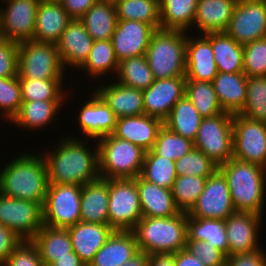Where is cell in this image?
<instances>
[{
  "mask_svg": "<svg viewBox=\"0 0 266 266\" xmlns=\"http://www.w3.org/2000/svg\"><path fill=\"white\" fill-rule=\"evenodd\" d=\"M72 137L68 135L62 138L56 150L42 154L49 184L83 186L100 178L97 142L96 147L91 148L88 143L84 144L87 138L85 141H80L78 137Z\"/></svg>",
  "mask_w": 266,
  "mask_h": 266,
  "instance_id": "6da1fadb",
  "label": "cell"
},
{
  "mask_svg": "<svg viewBox=\"0 0 266 266\" xmlns=\"http://www.w3.org/2000/svg\"><path fill=\"white\" fill-rule=\"evenodd\" d=\"M10 161L0 170V193L36 202L43 207L49 185L43 155L26 153Z\"/></svg>",
  "mask_w": 266,
  "mask_h": 266,
  "instance_id": "7a4b0ae2",
  "label": "cell"
},
{
  "mask_svg": "<svg viewBox=\"0 0 266 266\" xmlns=\"http://www.w3.org/2000/svg\"><path fill=\"white\" fill-rule=\"evenodd\" d=\"M218 169L227 179L235 211L263 216L266 168L232 157Z\"/></svg>",
  "mask_w": 266,
  "mask_h": 266,
  "instance_id": "3957f363",
  "label": "cell"
},
{
  "mask_svg": "<svg viewBox=\"0 0 266 266\" xmlns=\"http://www.w3.org/2000/svg\"><path fill=\"white\" fill-rule=\"evenodd\" d=\"M138 249L147 254H174L186 248L187 213L173 217H142L132 230Z\"/></svg>",
  "mask_w": 266,
  "mask_h": 266,
  "instance_id": "277c9868",
  "label": "cell"
},
{
  "mask_svg": "<svg viewBox=\"0 0 266 266\" xmlns=\"http://www.w3.org/2000/svg\"><path fill=\"white\" fill-rule=\"evenodd\" d=\"M187 33L180 30H156L145 57L154 79L185 77Z\"/></svg>",
  "mask_w": 266,
  "mask_h": 266,
  "instance_id": "5b68a950",
  "label": "cell"
},
{
  "mask_svg": "<svg viewBox=\"0 0 266 266\" xmlns=\"http://www.w3.org/2000/svg\"><path fill=\"white\" fill-rule=\"evenodd\" d=\"M99 174L103 179L137 178L142 171L146 151L113 134L99 138Z\"/></svg>",
  "mask_w": 266,
  "mask_h": 266,
  "instance_id": "8992f818",
  "label": "cell"
},
{
  "mask_svg": "<svg viewBox=\"0 0 266 266\" xmlns=\"http://www.w3.org/2000/svg\"><path fill=\"white\" fill-rule=\"evenodd\" d=\"M55 43L19 42L18 79H65Z\"/></svg>",
  "mask_w": 266,
  "mask_h": 266,
  "instance_id": "52a82bcc",
  "label": "cell"
},
{
  "mask_svg": "<svg viewBox=\"0 0 266 266\" xmlns=\"http://www.w3.org/2000/svg\"><path fill=\"white\" fill-rule=\"evenodd\" d=\"M193 142L218 167L229 161L233 157V114L203 118Z\"/></svg>",
  "mask_w": 266,
  "mask_h": 266,
  "instance_id": "ba28073f",
  "label": "cell"
},
{
  "mask_svg": "<svg viewBox=\"0 0 266 266\" xmlns=\"http://www.w3.org/2000/svg\"><path fill=\"white\" fill-rule=\"evenodd\" d=\"M109 226L132 231L143 217L136 178L109 179Z\"/></svg>",
  "mask_w": 266,
  "mask_h": 266,
  "instance_id": "9c48e42d",
  "label": "cell"
},
{
  "mask_svg": "<svg viewBox=\"0 0 266 266\" xmlns=\"http://www.w3.org/2000/svg\"><path fill=\"white\" fill-rule=\"evenodd\" d=\"M82 186L49 184L43 204V225L66 229L80 222Z\"/></svg>",
  "mask_w": 266,
  "mask_h": 266,
  "instance_id": "30bf717a",
  "label": "cell"
},
{
  "mask_svg": "<svg viewBox=\"0 0 266 266\" xmlns=\"http://www.w3.org/2000/svg\"><path fill=\"white\" fill-rule=\"evenodd\" d=\"M233 157L266 168V127L262 121L233 115Z\"/></svg>",
  "mask_w": 266,
  "mask_h": 266,
  "instance_id": "8fae6325",
  "label": "cell"
},
{
  "mask_svg": "<svg viewBox=\"0 0 266 266\" xmlns=\"http://www.w3.org/2000/svg\"><path fill=\"white\" fill-rule=\"evenodd\" d=\"M0 224L11 229L22 240H32L43 227L42 206L0 193Z\"/></svg>",
  "mask_w": 266,
  "mask_h": 266,
  "instance_id": "7c38bea8",
  "label": "cell"
},
{
  "mask_svg": "<svg viewBox=\"0 0 266 266\" xmlns=\"http://www.w3.org/2000/svg\"><path fill=\"white\" fill-rule=\"evenodd\" d=\"M225 33L242 45L266 37V0H238Z\"/></svg>",
  "mask_w": 266,
  "mask_h": 266,
  "instance_id": "4fadbf2b",
  "label": "cell"
},
{
  "mask_svg": "<svg viewBox=\"0 0 266 266\" xmlns=\"http://www.w3.org/2000/svg\"><path fill=\"white\" fill-rule=\"evenodd\" d=\"M234 212L227 179L217 169L206 179L203 192L187 215L195 218L226 220Z\"/></svg>",
  "mask_w": 266,
  "mask_h": 266,
  "instance_id": "5bb4252c",
  "label": "cell"
},
{
  "mask_svg": "<svg viewBox=\"0 0 266 266\" xmlns=\"http://www.w3.org/2000/svg\"><path fill=\"white\" fill-rule=\"evenodd\" d=\"M0 37L16 42L33 40L40 0H2ZM4 8V9H3Z\"/></svg>",
  "mask_w": 266,
  "mask_h": 266,
  "instance_id": "9a60e30c",
  "label": "cell"
},
{
  "mask_svg": "<svg viewBox=\"0 0 266 266\" xmlns=\"http://www.w3.org/2000/svg\"><path fill=\"white\" fill-rule=\"evenodd\" d=\"M186 77L154 79L143 91L144 114L164 122L173 106L185 96Z\"/></svg>",
  "mask_w": 266,
  "mask_h": 266,
  "instance_id": "2e32d148",
  "label": "cell"
},
{
  "mask_svg": "<svg viewBox=\"0 0 266 266\" xmlns=\"http://www.w3.org/2000/svg\"><path fill=\"white\" fill-rule=\"evenodd\" d=\"M262 216L251 212L235 211L225 220L228 255L259 250V228ZM258 234V235H257Z\"/></svg>",
  "mask_w": 266,
  "mask_h": 266,
  "instance_id": "e0dca14e",
  "label": "cell"
},
{
  "mask_svg": "<svg viewBox=\"0 0 266 266\" xmlns=\"http://www.w3.org/2000/svg\"><path fill=\"white\" fill-rule=\"evenodd\" d=\"M155 31L156 29L152 25L144 22L118 20L111 38L118 61L145 55Z\"/></svg>",
  "mask_w": 266,
  "mask_h": 266,
  "instance_id": "ac0fdd59",
  "label": "cell"
},
{
  "mask_svg": "<svg viewBox=\"0 0 266 266\" xmlns=\"http://www.w3.org/2000/svg\"><path fill=\"white\" fill-rule=\"evenodd\" d=\"M94 40L80 19H72L56 43L61 62L66 70L79 69L87 60Z\"/></svg>",
  "mask_w": 266,
  "mask_h": 266,
  "instance_id": "d6986e66",
  "label": "cell"
},
{
  "mask_svg": "<svg viewBox=\"0 0 266 266\" xmlns=\"http://www.w3.org/2000/svg\"><path fill=\"white\" fill-rule=\"evenodd\" d=\"M218 74L210 33L200 36H187L186 42V80L212 82Z\"/></svg>",
  "mask_w": 266,
  "mask_h": 266,
  "instance_id": "ffe728a7",
  "label": "cell"
},
{
  "mask_svg": "<svg viewBox=\"0 0 266 266\" xmlns=\"http://www.w3.org/2000/svg\"><path fill=\"white\" fill-rule=\"evenodd\" d=\"M83 105L77 117L82 134L94 141L111 135L115 130L117 117L103 99L94 91Z\"/></svg>",
  "mask_w": 266,
  "mask_h": 266,
  "instance_id": "44dd1931",
  "label": "cell"
},
{
  "mask_svg": "<svg viewBox=\"0 0 266 266\" xmlns=\"http://www.w3.org/2000/svg\"><path fill=\"white\" fill-rule=\"evenodd\" d=\"M69 232L73 251L88 266L95 254L114 232L109 225L80 221L66 228Z\"/></svg>",
  "mask_w": 266,
  "mask_h": 266,
  "instance_id": "7402d4cb",
  "label": "cell"
},
{
  "mask_svg": "<svg viewBox=\"0 0 266 266\" xmlns=\"http://www.w3.org/2000/svg\"><path fill=\"white\" fill-rule=\"evenodd\" d=\"M163 122L148 115H138L117 118V123L113 135L150 151L155 144L159 129Z\"/></svg>",
  "mask_w": 266,
  "mask_h": 266,
  "instance_id": "603a6c76",
  "label": "cell"
},
{
  "mask_svg": "<svg viewBox=\"0 0 266 266\" xmlns=\"http://www.w3.org/2000/svg\"><path fill=\"white\" fill-rule=\"evenodd\" d=\"M72 19L59 1L40 0L33 40L56 44Z\"/></svg>",
  "mask_w": 266,
  "mask_h": 266,
  "instance_id": "cb8c5ba5",
  "label": "cell"
},
{
  "mask_svg": "<svg viewBox=\"0 0 266 266\" xmlns=\"http://www.w3.org/2000/svg\"><path fill=\"white\" fill-rule=\"evenodd\" d=\"M94 91L103 99L117 118L144 114L143 91L116 81Z\"/></svg>",
  "mask_w": 266,
  "mask_h": 266,
  "instance_id": "d4e9b609",
  "label": "cell"
},
{
  "mask_svg": "<svg viewBox=\"0 0 266 266\" xmlns=\"http://www.w3.org/2000/svg\"><path fill=\"white\" fill-rule=\"evenodd\" d=\"M109 179L99 178L81 189L80 221L109 225Z\"/></svg>",
  "mask_w": 266,
  "mask_h": 266,
  "instance_id": "484cf974",
  "label": "cell"
},
{
  "mask_svg": "<svg viewBox=\"0 0 266 266\" xmlns=\"http://www.w3.org/2000/svg\"><path fill=\"white\" fill-rule=\"evenodd\" d=\"M143 217H173L180 213L175 204L172 190L144 180L140 175L136 178Z\"/></svg>",
  "mask_w": 266,
  "mask_h": 266,
  "instance_id": "4316f807",
  "label": "cell"
},
{
  "mask_svg": "<svg viewBox=\"0 0 266 266\" xmlns=\"http://www.w3.org/2000/svg\"><path fill=\"white\" fill-rule=\"evenodd\" d=\"M238 0H198L195 26L203 34L225 32Z\"/></svg>",
  "mask_w": 266,
  "mask_h": 266,
  "instance_id": "83f0119b",
  "label": "cell"
},
{
  "mask_svg": "<svg viewBox=\"0 0 266 266\" xmlns=\"http://www.w3.org/2000/svg\"><path fill=\"white\" fill-rule=\"evenodd\" d=\"M138 251L133 231H114L88 266H121Z\"/></svg>",
  "mask_w": 266,
  "mask_h": 266,
  "instance_id": "f1b7e54d",
  "label": "cell"
},
{
  "mask_svg": "<svg viewBox=\"0 0 266 266\" xmlns=\"http://www.w3.org/2000/svg\"><path fill=\"white\" fill-rule=\"evenodd\" d=\"M247 78L243 72H218L215 76L212 83L224 112L234 115L242 111L246 101Z\"/></svg>",
  "mask_w": 266,
  "mask_h": 266,
  "instance_id": "f546056e",
  "label": "cell"
},
{
  "mask_svg": "<svg viewBox=\"0 0 266 266\" xmlns=\"http://www.w3.org/2000/svg\"><path fill=\"white\" fill-rule=\"evenodd\" d=\"M66 100H45V101H22L17 115L11 122L22 128L30 130L39 129L50 124L57 119L58 111ZM56 116V117H55Z\"/></svg>",
  "mask_w": 266,
  "mask_h": 266,
  "instance_id": "4dcf8cb0",
  "label": "cell"
},
{
  "mask_svg": "<svg viewBox=\"0 0 266 266\" xmlns=\"http://www.w3.org/2000/svg\"><path fill=\"white\" fill-rule=\"evenodd\" d=\"M31 241L37 246L44 266H50L57 258L69 256L73 252L67 229L43 225Z\"/></svg>",
  "mask_w": 266,
  "mask_h": 266,
  "instance_id": "1f68e13d",
  "label": "cell"
},
{
  "mask_svg": "<svg viewBox=\"0 0 266 266\" xmlns=\"http://www.w3.org/2000/svg\"><path fill=\"white\" fill-rule=\"evenodd\" d=\"M80 20L94 41L110 40L118 21L116 7L98 0Z\"/></svg>",
  "mask_w": 266,
  "mask_h": 266,
  "instance_id": "d6a6232c",
  "label": "cell"
},
{
  "mask_svg": "<svg viewBox=\"0 0 266 266\" xmlns=\"http://www.w3.org/2000/svg\"><path fill=\"white\" fill-rule=\"evenodd\" d=\"M210 43L218 72H243V45L225 32L210 33Z\"/></svg>",
  "mask_w": 266,
  "mask_h": 266,
  "instance_id": "836d02e7",
  "label": "cell"
},
{
  "mask_svg": "<svg viewBox=\"0 0 266 266\" xmlns=\"http://www.w3.org/2000/svg\"><path fill=\"white\" fill-rule=\"evenodd\" d=\"M225 220L187 215V241H205L228 256Z\"/></svg>",
  "mask_w": 266,
  "mask_h": 266,
  "instance_id": "e575fe53",
  "label": "cell"
},
{
  "mask_svg": "<svg viewBox=\"0 0 266 266\" xmlns=\"http://www.w3.org/2000/svg\"><path fill=\"white\" fill-rule=\"evenodd\" d=\"M198 0H160V29L189 31Z\"/></svg>",
  "mask_w": 266,
  "mask_h": 266,
  "instance_id": "d590c367",
  "label": "cell"
},
{
  "mask_svg": "<svg viewBox=\"0 0 266 266\" xmlns=\"http://www.w3.org/2000/svg\"><path fill=\"white\" fill-rule=\"evenodd\" d=\"M202 120L203 117L192 102L184 96L173 106L163 125L172 132L194 141Z\"/></svg>",
  "mask_w": 266,
  "mask_h": 266,
  "instance_id": "8d00e7d4",
  "label": "cell"
},
{
  "mask_svg": "<svg viewBox=\"0 0 266 266\" xmlns=\"http://www.w3.org/2000/svg\"><path fill=\"white\" fill-rule=\"evenodd\" d=\"M119 61L115 55L113 44L110 40H98L92 44L91 51L85 63L79 68L87 75L99 78L107 73H117ZM111 72V73H110Z\"/></svg>",
  "mask_w": 266,
  "mask_h": 266,
  "instance_id": "74e56055",
  "label": "cell"
},
{
  "mask_svg": "<svg viewBox=\"0 0 266 266\" xmlns=\"http://www.w3.org/2000/svg\"><path fill=\"white\" fill-rule=\"evenodd\" d=\"M117 20H135L160 29V0H120L116 5Z\"/></svg>",
  "mask_w": 266,
  "mask_h": 266,
  "instance_id": "f35d334b",
  "label": "cell"
},
{
  "mask_svg": "<svg viewBox=\"0 0 266 266\" xmlns=\"http://www.w3.org/2000/svg\"><path fill=\"white\" fill-rule=\"evenodd\" d=\"M116 74L118 83L141 90L148 88L154 81L145 55L122 60Z\"/></svg>",
  "mask_w": 266,
  "mask_h": 266,
  "instance_id": "ab89813d",
  "label": "cell"
},
{
  "mask_svg": "<svg viewBox=\"0 0 266 266\" xmlns=\"http://www.w3.org/2000/svg\"><path fill=\"white\" fill-rule=\"evenodd\" d=\"M185 96L203 118L224 112L212 82L186 80Z\"/></svg>",
  "mask_w": 266,
  "mask_h": 266,
  "instance_id": "60d3db41",
  "label": "cell"
},
{
  "mask_svg": "<svg viewBox=\"0 0 266 266\" xmlns=\"http://www.w3.org/2000/svg\"><path fill=\"white\" fill-rule=\"evenodd\" d=\"M140 176L157 186L172 189L177 177L175 161L147 151Z\"/></svg>",
  "mask_w": 266,
  "mask_h": 266,
  "instance_id": "b9f144b4",
  "label": "cell"
},
{
  "mask_svg": "<svg viewBox=\"0 0 266 266\" xmlns=\"http://www.w3.org/2000/svg\"><path fill=\"white\" fill-rule=\"evenodd\" d=\"M64 79H19L22 101L64 100Z\"/></svg>",
  "mask_w": 266,
  "mask_h": 266,
  "instance_id": "7bdbcfd3",
  "label": "cell"
},
{
  "mask_svg": "<svg viewBox=\"0 0 266 266\" xmlns=\"http://www.w3.org/2000/svg\"><path fill=\"white\" fill-rule=\"evenodd\" d=\"M194 148V142L162 126L157 134L152 151L159 156L176 161Z\"/></svg>",
  "mask_w": 266,
  "mask_h": 266,
  "instance_id": "ee69618b",
  "label": "cell"
},
{
  "mask_svg": "<svg viewBox=\"0 0 266 266\" xmlns=\"http://www.w3.org/2000/svg\"><path fill=\"white\" fill-rule=\"evenodd\" d=\"M207 178L199 176H177L172 187V195L180 212L188 213L203 192Z\"/></svg>",
  "mask_w": 266,
  "mask_h": 266,
  "instance_id": "f6af8a7d",
  "label": "cell"
},
{
  "mask_svg": "<svg viewBox=\"0 0 266 266\" xmlns=\"http://www.w3.org/2000/svg\"><path fill=\"white\" fill-rule=\"evenodd\" d=\"M239 114L251 120H266V76L247 78L245 106Z\"/></svg>",
  "mask_w": 266,
  "mask_h": 266,
  "instance_id": "bcb514c9",
  "label": "cell"
},
{
  "mask_svg": "<svg viewBox=\"0 0 266 266\" xmlns=\"http://www.w3.org/2000/svg\"><path fill=\"white\" fill-rule=\"evenodd\" d=\"M177 176L210 177L218 166L203 152L193 148L189 153L175 161Z\"/></svg>",
  "mask_w": 266,
  "mask_h": 266,
  "instance_id": "7dc6e473",
  "label": "cell"
},
{
  "mask_svg": "<svg viewBox=\"0 0 266 266\" xmlns=\"http://www.w3.org/2000/svg\"><path fill=\"white\" fill-rule=\"evenodd\" d=\"M243 73L247 77L266 76V37L243 45Z\"/></svg>",
  "mask_w": 266,
  "mask_h": 266,
  "instance_id": "c3c4849f",
  "label": "cell"
},
{
  "mask_svg": "<svg viewBox=\"0 0 266 266\" xmlns=\"http://www.w3.org/2000/svg\"><path fill=\"white\" fill-rule=\"evenodd\" d=\"M22 103L21 85L18 76L0 78V114L3 120L11 122L20 110ZM8 119V120H6Z\"/></svg>",
  "mask_w": 266,
  "mask_h": 266,
  "instance_id": "681fc988",
  "label": "cell"
},
{
  "mask_svg": "<svg viewBox=\"0 0 266 266\" xmlns=\"http://www.w3.org/2000/svg\"><path fill=\"white\" fill-rule=\"evenodd\" d=\"M1 266H44V264L37 246L31 240H22Z\"/></svg>",
  "mask_w": 266,
  "mask_h": 266,
  "instance_id": "f907efd6",
  "label": "cell"
},
{
  "mask_svg": "<svg viewBox=\"0 0 266 266\" xmlns=\"http://www.w3.org/2000/svg\"><path fill=\"white\" fill-rule=\"evenodd\" d=\"M19 42L0 37V78L18 76Z\"/></svg>",
  "mask_w": 266,
  "mask_h": 266,
  "instance_id": "816d5d0a",
  "label": "cell"
},
{
  "mask_svg": "<svg viewBox=\"0 0 266 266\" xmlns=\"http://www.w3.org/2000/svg\"><path fill=\"white\" fill-rule=\"evenodd\" d=\"M186 249L200 259L204 266H226L227 256L205 241H187Z\"/></svg>",
  "mask_w": 266,
  "mask_h": 266,
  "instance_id": "f5cc1de1",
  "label": "cell"
},
{
  "mask_svg": "<svg viewBox=\"0 0 266 266\" xmlns=\"http://www.w3.org/2000/svg\"><path fill=\"white\" fill-rule=\"evenodd\" d=\"M226 266H266V253L261 248L248 253L228 255Z\"/></svg>",
  "mask_w": 266,
  "mask_h": 266,
  "instance_id": "db71d44e",
  "label": "cell"
},
{
  "mask_svg": "<svg viewBox=\"0 0 266 266\" xmlns=\"http://www.w3.org/2000/svg\"><path fill=\"white\" fill-rule=\"evenodd\" d=\"M21 242L22 239L11 229L0 224V266Z\"/></svg>",
  "mask_w": 266,
  "mask_h": 266,
  "instance_id": "11a10c76",
  "label": "cell"
},
{
  "mask_svg": "<svg viewBox=\"0 0 266 266\" xmlns=\"http://www.w3.org/2000/svg\"><path fill=\"white\" fill-rule=\"evenodd\" d=\"M98 0H59L64 10L73 18L80 19Z\"/></svg>",
  "mask_w": 266,
  "mask_h": 266,
  "instance_id": "9f6ffc18",
  "label": "cell"
},
{
  "mask_svg": "<svg viewBox=\"0 0 266 266\" xmlns=\"http://www.w3.org/2000/svg\"><path fill=\"white\" fill-rule=\"evenodd\" d=\"M174 262L175 266H204L201 260L186 248L174 253Z\"/></svg>",
  "mask_w": 266,
  "mask_h": 266,
  "instance_id": "6f0895ef",
  "label": "cell"
},
{
  "mask_svg": "<svg viewBox=\"0 0 266 266\" xmlns=\"http://www.w3.org/2000/svg\"><path fill=\"white\" fill-rule=\"evenodd\" d=\"M148 266H175L174 254H149Z\"/></svg>",
  "mask_w": 266,
  "mask_h": 266,
  "instance_id": "680465c9",
  "label": "cell"
},
{
  "mask_svg": "<svg viewBox=\"0 0 266 266\" xmlns=\"http://www.w3.org/2000/svg\"><path fill=\"white\" fill-rule=\"evenodd\" d=\"M50 266H86L79 256L73 251L69 256L57 258Z\"/></svg>",
  "mask_w": 266,
  "mask_h": 266,
  "instance_id": "91938a15",
  "label": "cell"
},
{
  "mask_svg": "<svg viewBox=\"0 0 266 266\" xmlns=\"http://www.w3.org/2000/svg\"><path fill=\"white\" fill-rule=\"evenodd\" d=\"M149 254L139 250L134 256L121 266H148Z\"/></svg>",
  "mask_w": 266,
  "mask_h": 266,
  "instance_id": "94428289",
  "label": "cell"
},
{
  "mask_svg": "<svg viewBox=\"0 0 266 266\" xmlns=\"http://www.w3.org/2000/svg\"><path fill=\"white\" fill-rule=\"evenodd\" d=\"M116 5L120 0H101Z\"/></svg>",
  "mask_w": 266,
  "mask_h": 266,
  "instance_id": "6125c7cd",
  "label": "cell"
}]
</instances>
